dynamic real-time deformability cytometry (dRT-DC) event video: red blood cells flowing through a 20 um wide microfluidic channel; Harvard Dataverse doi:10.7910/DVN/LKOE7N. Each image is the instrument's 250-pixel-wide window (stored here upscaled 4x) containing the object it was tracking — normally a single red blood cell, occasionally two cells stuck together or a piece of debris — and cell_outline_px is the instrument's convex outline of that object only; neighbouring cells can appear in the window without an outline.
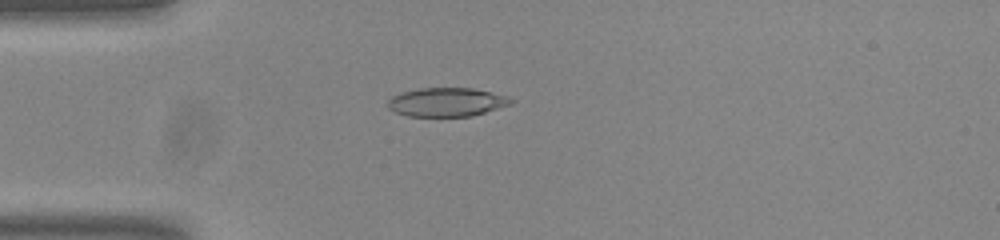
{"species": "common noctule bat (a hibernating species)", "species_latin": "Nyctalus noctula", "temperature_condition": "room temperature", "stored_images_in_passage": 48, "camera_frame_rate_fps": 3000, "um_per_image_px": 0.085, "animal": {"sex": "male", "body_mass_g": 20.0, "forearm_length_mm": 53.3}, "frame": {"image": 1, "passage_image": 8, "time_ms": 2.333, "image_size_px": [1000, 240], "cell_outline_px": [[516, 100], [512, 104], [472, 116], [408, 116], [396, 112], [388, 108], [388, 100], [392, 96], [400, 92], [420, 88], [472, 88], [508, 96]], "centroid_in_image_um": [37.98, 8.67], "position_along_channel_um": 47.0, "area_um2": 20.69}}
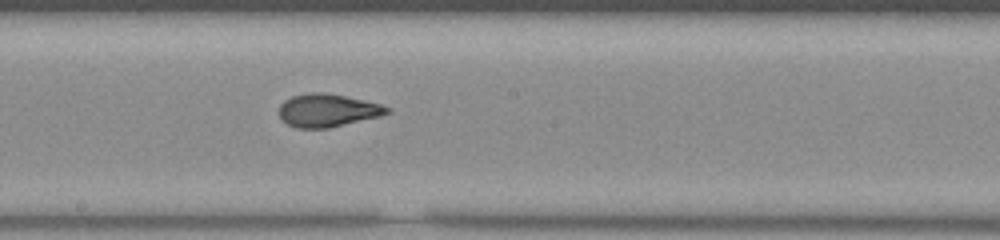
{"frame": {"image": 2, "passage_image": 23, "time_ms": 7.333, "image_size_px": [1000, 240], "cell_outline_px": [[392, 112], [380, 116], [328, 128], [296, 128], [280, 120], [280, 104], [284, 100], [292, 96], [308, 92], [324, 92], [344, 96], [380, 104], [392, 108]], "centroid_in_image_um": [27.83, 9.38], "position_along_channel_um": 220.4, "area_um2": 20.75}}
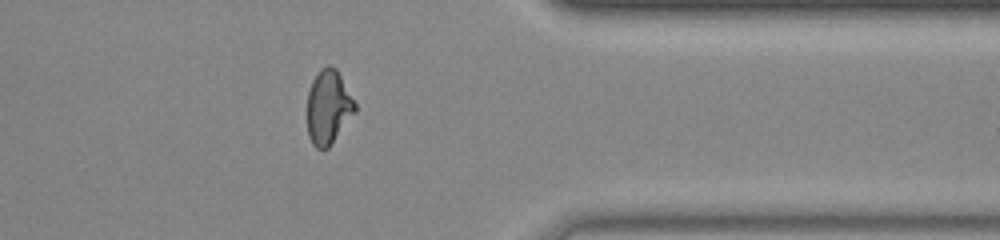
{"frame": {"image": 3, "passage_image": 37, "time_ms": 12.0, "image_size_px": [1000, 240], "cell_outline_px": [[356, 112], [328, 148], [316, 148], [312, 144], [308, 136], [308, 92], [312, 80], [316, 72], [320, 68], [328, 64], [332, 64], [336, 68], [356, 104]], "centroid_in_image_um": [27.91, 9.08], "position_along_channel_um": 383.5, "area_um2": 20.69}, "authors_computed_cell_mechanics": {"area_um2": 20.808, "velocity_mm_per_s": 3.7678, "shape_relaxation_time_tau1_ms": 9.1435, "shape_relaxation_time_tau2_ms": 1.1897, "deformation_change_tau1": 0.2608, "deformation_change_tau2": 0.0667}}